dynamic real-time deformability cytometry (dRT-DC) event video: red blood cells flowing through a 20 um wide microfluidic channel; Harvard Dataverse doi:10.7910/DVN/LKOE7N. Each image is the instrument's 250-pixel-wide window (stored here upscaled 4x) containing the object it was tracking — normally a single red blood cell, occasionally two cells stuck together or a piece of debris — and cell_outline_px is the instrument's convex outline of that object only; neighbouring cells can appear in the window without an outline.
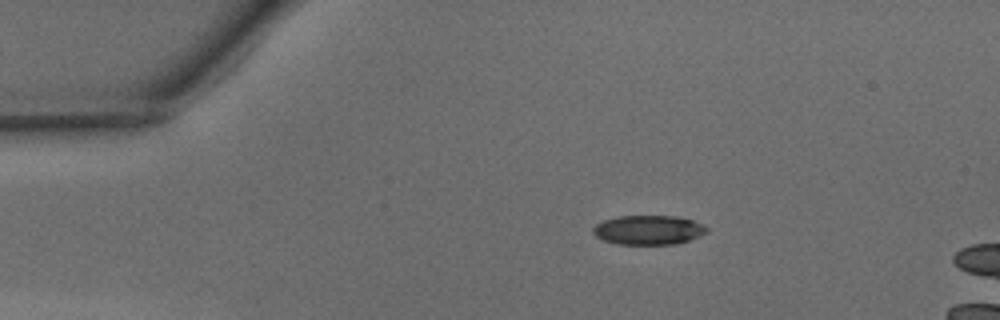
{"species": "common noctule bat (a hibernating species)", "species_latin": "Nyctalus noctula", "temperature_condition": "warm", "stored_images_in_passage": 6, "camera_frame_rate_fps": 3000, "um_per_image_px": 0.085, "animal": {"sex": "male", "body_mass_g": 15.6}, "frame": {"image": 1, "passage_image": 1, "time_ms": 0.0, "image_size_px": [1000, 320], "cell_outline_px": [[708, 232], [688, 240], [676, 244], [620, 244], [604, 240], [596, 236], [592, 232], [592, 228], [596, 224], [604, 220], [616, 216], [676, 216], [692, 220], [708, 228]], "centroid_in_image_um": [55.1, 19.54], "position_along_channel_um": 29.9, "area_um2": 19.31}}